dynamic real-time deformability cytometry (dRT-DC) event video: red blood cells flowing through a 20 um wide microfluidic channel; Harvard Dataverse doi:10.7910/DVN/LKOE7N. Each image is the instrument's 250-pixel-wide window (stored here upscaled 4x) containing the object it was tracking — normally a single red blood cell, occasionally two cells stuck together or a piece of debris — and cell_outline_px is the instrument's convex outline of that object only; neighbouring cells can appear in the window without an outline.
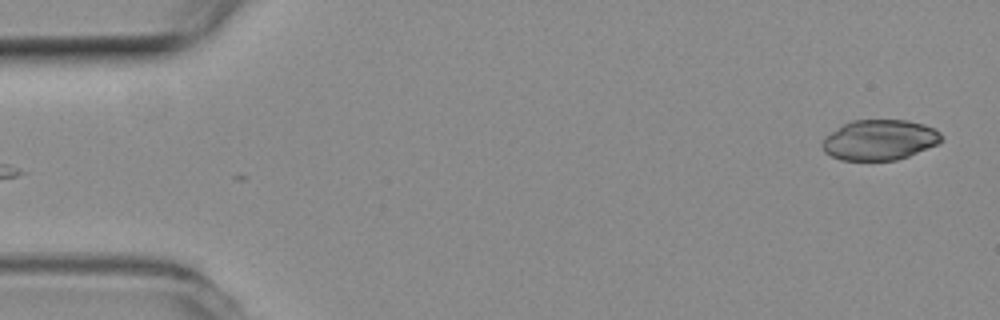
{"species": "common noctule bat (a hibernating species)", "species_latin": "Nyctalus noctula", "temperature_condition": "room temperature", "stored_images_in_passage": 10, "camera_frame_rate_fps": 3000, "um_per_image_px": 0.085, "animal": {"sex": "female", "body_mass_g": 19.3, "forearm_length_mm": 54.1}, "frame": {"image": 1, "passage_image": 1, "time_ms": 0.0, "image_size_px": [1000, 320], "cell_outline_px": [[944, 140], [940, 144], [908, 156], [896, 160], [840, 160], [824, 152], [820, 144], [824, 136], [844, 124], [852, 120], [908, 120], [924, 124], [940, 132], [944, 136]], "centroid_in_image_um": [74.78, 11.89], "position_along_channel_um": 10.2, "area_um2": 28.32}}